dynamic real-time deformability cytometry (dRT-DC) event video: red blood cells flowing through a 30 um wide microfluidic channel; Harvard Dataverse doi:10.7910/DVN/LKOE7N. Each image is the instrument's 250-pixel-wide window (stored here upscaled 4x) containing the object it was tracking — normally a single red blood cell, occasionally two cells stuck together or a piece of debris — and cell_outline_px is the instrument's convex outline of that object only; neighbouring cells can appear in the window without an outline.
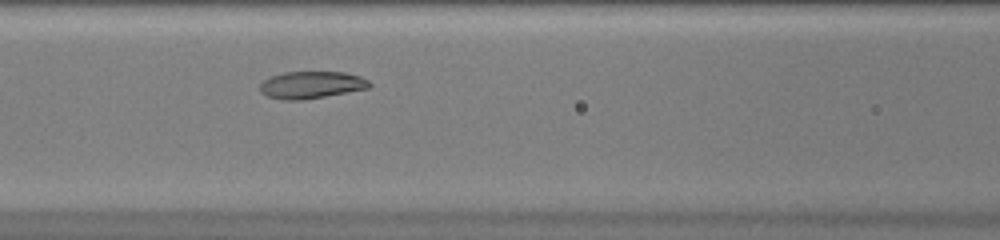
{"species": "common noctule bat (a hibernating species)", "species_latin": "Nyctalus noctula", "temperature_condition": "warm", "stored_images_in_passage": 34, "camera_frame_rate_fps": 3000, "um_per_image_px": 0.085, "animal": {"sex": "female", "body_mass_g": 20.0, "forearm_length_mm": 54.0}, "frame": {"image": 1, "passage_image": 10, "time_ms": 3.0, "image_size_px": [1000, 240], "cell_outline_px": [[372, 84], [368, 88], [324, 96], [300, 100], [284, 100], [268, 96], [260, 92], [260, 84], [264, 80], [272, 76], [284, 72], [344, 72], [360, 76], [368, 80]], "centroid_in_image_um": [26.46, 7.21], "position_along_channel_um": 140.1, "area_um2": 17.11}}
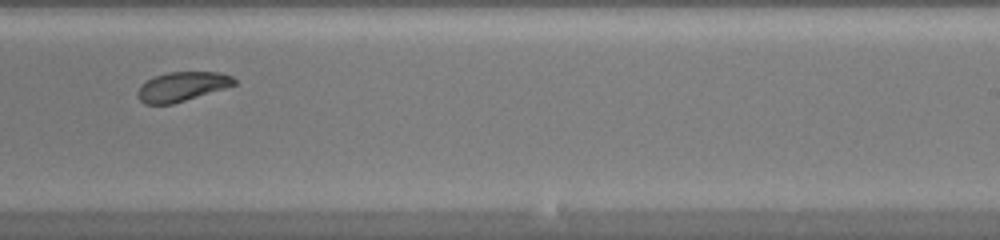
{"frame": {"image": 2, "passage_image": 20, "time_ms": 6.333, "image_size_px": [1000, 240], "cell_outline_px": [[236, 84], [224, 88], [172, 104], [144, 104], [136, 96], [136, 92], [140, 84], [156, 76], [168, 72], [220, 72], [232, 76], [236, 80]], "centroid_in_image_um": [15.43, 7.35], "position_along_channel_um": 273.6, "area_um2": 16.42}}
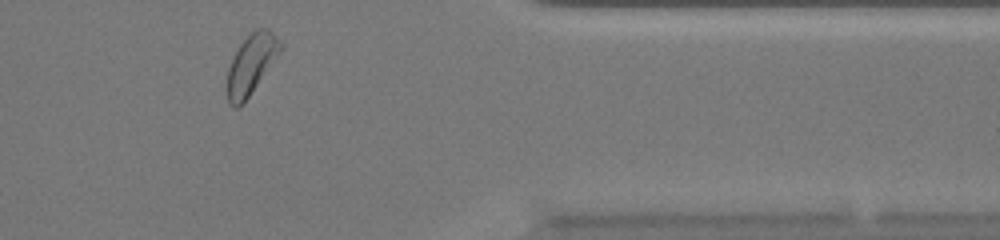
{"frame": {"image": 3, "passage_image": 30, "time_ms": 9.667, "image_size_px": [1000, 240], "cell_outline_px": [[284, 44], [280, 52], [244, 104], [240, 108], [232, 108], [228, 104], [224, 92], [224, 84], [228, 68], [240, 44], [256, 28], [268, 28]], "centroid_in_image_um": [21.29, 5.56], "position_along_channel_um": 390.1, "area_um2": 19.07}, "authors_computed_cell_mechanics": {"area_um2": 17.2244, "velocity_mm_per_s": 4.0112, "shape_relaxation_time_tau1_ms": 3.1529, "shape_relaxation_time_tau2_ms": 4.2139, "deformation_change_tau1": 0.1192, "deformation_change_tau2": 0.1021}}